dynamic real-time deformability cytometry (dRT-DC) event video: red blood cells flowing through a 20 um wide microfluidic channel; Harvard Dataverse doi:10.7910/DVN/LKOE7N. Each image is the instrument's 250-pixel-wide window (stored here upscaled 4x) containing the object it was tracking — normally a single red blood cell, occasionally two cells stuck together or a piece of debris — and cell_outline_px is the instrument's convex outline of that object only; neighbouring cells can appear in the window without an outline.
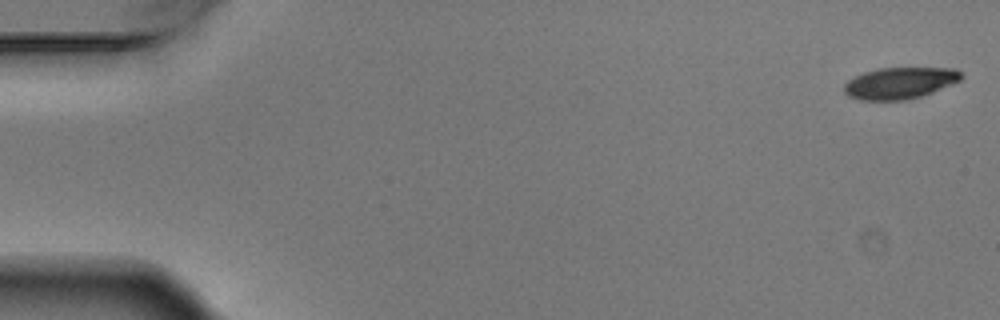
{"species": "Egyptian fruit bat (a non-hibernating species)", "species_latin": "Rousettus aegyptiacus", "temperature_condition": "warm", "stored_images_in_passage": 8, "camera_frame_rate_fps": 3000, "um_per_image_px": 0.085, "animal": {"sex": "male"}, "frame": {"image": 1, "passage_image": 1, "time_ms": 0.0, "image_size_px": [1000, 320], "cell_outline_px": [[964, 76], [960, 80], [920, 96], [904, 100], [860, 100], [848, 96], [844, 92], [844, 84], [848, 80], [864, 72], [880, 68], [956, 68]], "centroid_in_image_um": [76.45, 7.05], "position_along_channel_um": 8.5, "area_um2": 21.27}}
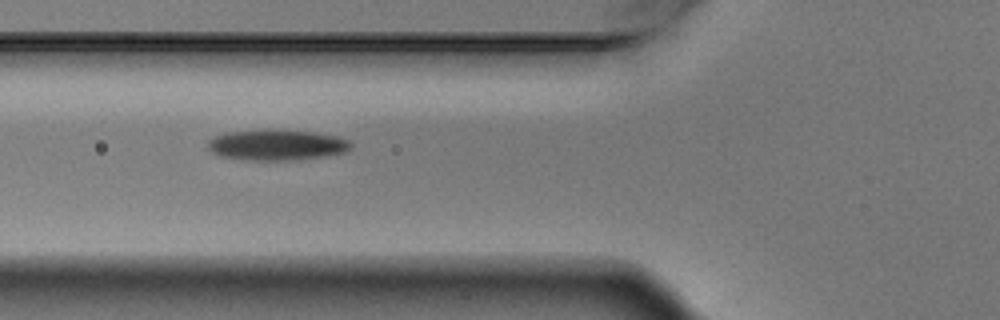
{"frame": {"image": 2, "passage_image": 6, "time_ms": 1.667, "image_size_px": [1000, 320], "cell_outline_px": [[352, 144], [344, 152], [324, 156], [296, 160], [252, 160], [224, 156], [212, 152], [208, 148], [208, 140], [224, 132], [264, 128], [268, 128], [312, 132], [336, 136], [348, 140]], "centroid_in_image_um": [23.49, 12.29], "position_along_channel_um": 102.3, "area_um2": 25.66}}
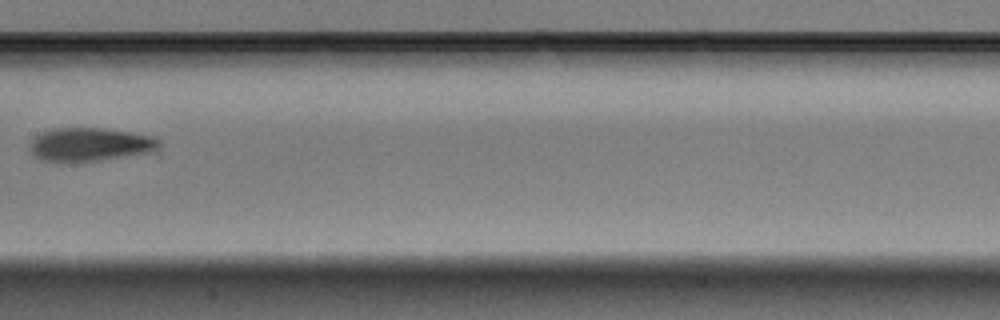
{"frame": {"image": 3, "passage_image": 8, "time_ms": 2.333, "image_size_px": [1000, 320], "cell_outline_px": [[160, 148], [148, 152], [100, 160], [44, 160], [36, 156], [32, 152], [32, 140], [36, 136], [52, 128], [104, 128], [132, 132], [156, 136], [160, 140]], "centroid_in_image_um": [7.74, 12.24], "position_along_channel_um": 199.7, "area_um2": 24.57}}